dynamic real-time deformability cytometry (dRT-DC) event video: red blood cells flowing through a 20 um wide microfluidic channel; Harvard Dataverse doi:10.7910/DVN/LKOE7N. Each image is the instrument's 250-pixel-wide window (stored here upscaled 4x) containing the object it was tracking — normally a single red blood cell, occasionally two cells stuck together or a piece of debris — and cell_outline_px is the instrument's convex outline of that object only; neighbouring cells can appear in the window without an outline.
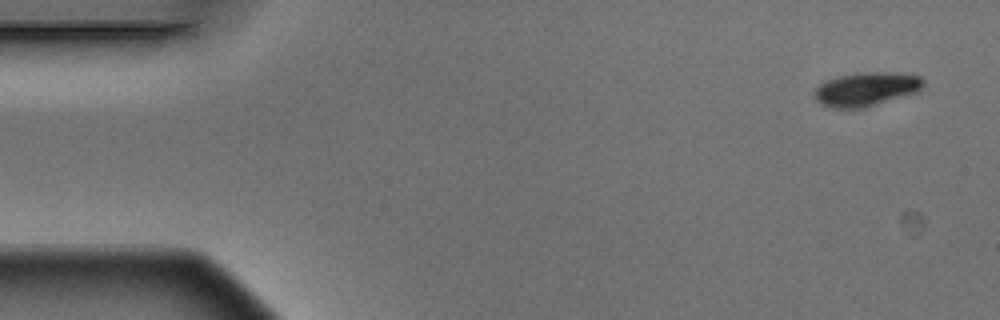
{"species": "Egyptian fruit bat (a non-hibernating species)", "species_latin": "Rousettus aegyptiacus", "temperature_condition": "warm", "stored_images_in_passage": 5, "camera_frame_rate_fps": 3000, "um_per_image_px": 0.085, "animal": {"sex": "male"}, "frame": {"image": 1, "passage_image": 1, "time_ms": 0.0, "image_size_px": [1000, 320], "cell_outline_px": [[924, 88], [920, 92], [864, 108], [832, 108], [820, 104], [812, 96], [812, 92], [824, 80], [840, 76], [872, 72], [896, 72], [920, 76], [924, 80]], "centroid_in_image_um": [73.65, 7.59], "position_along_channel_um": 11.3, "area_um2": 21.85}}
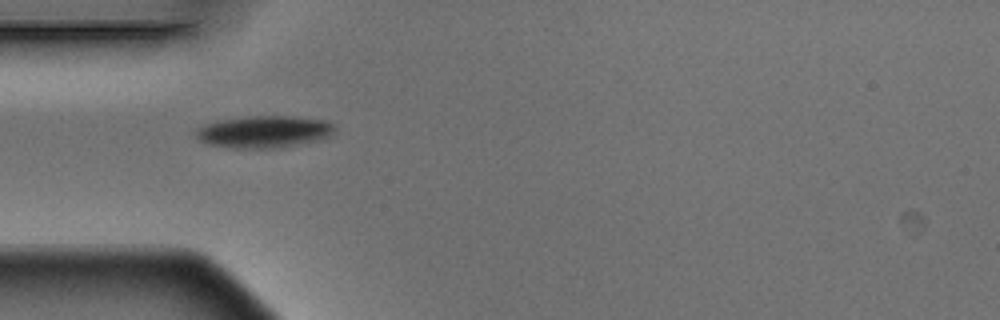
{"frame": {"image": 2, "passage_image": 5, "time_ms": 1.333, "image_size_px": [1000, 320], "cell_outline_px": [[336, 128], [328, 136], [316, 140], [276, 148], [232, 148], [204, 144], [196, 136], [196, 128], [204, 124], [220, 120], [252, 116], [288, 116], [324, 120], [332, 124]], "centroid_in_image_um": [22.37, 11.2], "position_along_channel_um": 62.6, "area_um2": 25.66}}